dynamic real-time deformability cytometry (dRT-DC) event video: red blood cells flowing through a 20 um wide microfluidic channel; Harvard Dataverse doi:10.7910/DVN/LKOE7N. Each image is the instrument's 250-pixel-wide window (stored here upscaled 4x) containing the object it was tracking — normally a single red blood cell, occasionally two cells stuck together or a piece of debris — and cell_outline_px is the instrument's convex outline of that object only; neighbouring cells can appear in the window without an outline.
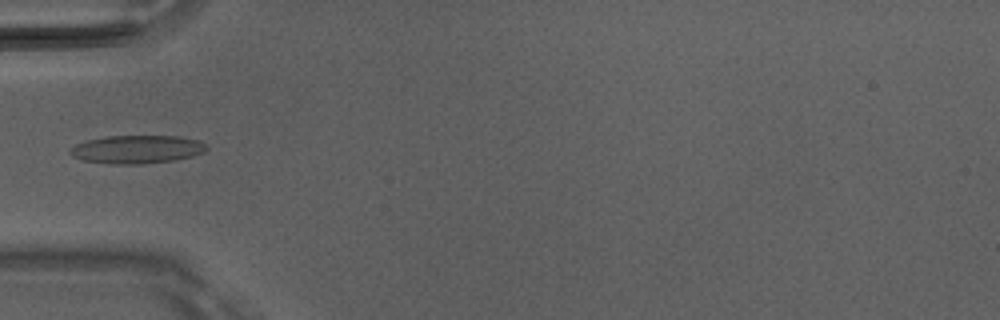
{"species": "Egyptian fruit bat (a non-hibernating species)", "species_latin": "Rousettus aegyptiacus", "temperature_condition": "room temperature", "stored_images_in_passage": 5, "camera_frame_rate_fps": 3000, "um_per_image_px": 0.085, "animal": {"sex": "male"}, "frame": {"image": 1, "passage_image": 5, "time_ms": 1.333, "image_size_px": [1000, 320], "cell_outline_px": [[208, 148], [204, 152], [192, 156], [176, 160], [144, 164], [108, 164], [84, 160], [72, 156], [68, 152], [68, 148], [84, 140], [108, 136], [176, 136], [200, 140]], "centroid_in_image_um": [11.61, 12.7], "position_along_channel_um": 73.4, "area_um2": 22.66}}